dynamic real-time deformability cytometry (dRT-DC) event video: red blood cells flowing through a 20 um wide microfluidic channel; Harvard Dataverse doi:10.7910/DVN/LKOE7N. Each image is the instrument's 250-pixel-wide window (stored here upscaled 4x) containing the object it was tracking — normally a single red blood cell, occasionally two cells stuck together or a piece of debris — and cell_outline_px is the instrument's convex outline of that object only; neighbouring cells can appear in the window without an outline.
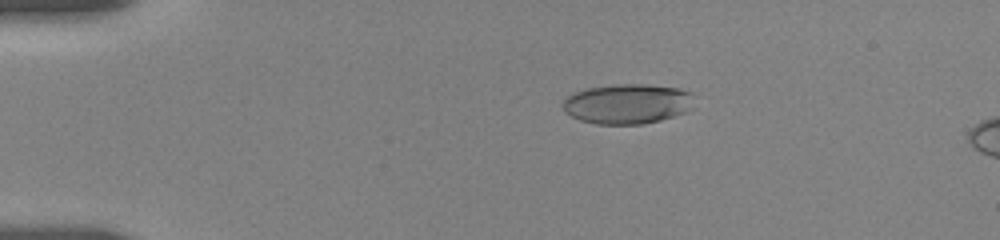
{"species": "human", "species_latin": "Homo sapiens", "temperature_condition": "room temperature", "stored_images_in_passage": 10, "camera_frame_rate_fps": 3000, "um_per_image_px": 0.085, "donor": {"sex": "female"}, "frame": {"image": 1, "passage_image": 6, "time_ms": 3.333, "image_size_px": [1000, 240], "cell_outline_px": [[692, 108], [684, 112], [660, 120], [640, 124], [596, 124], [580, 120], [564, 112], [564, 100], [568, 96], [576, 92], [588, 88], [612, 84], [648, 84], [680, 88], [692, 92]], "centroid_in_image_um": [53.34, 8.81], "position_along_channel_um": 31.7, "area_um2": 30.52}}